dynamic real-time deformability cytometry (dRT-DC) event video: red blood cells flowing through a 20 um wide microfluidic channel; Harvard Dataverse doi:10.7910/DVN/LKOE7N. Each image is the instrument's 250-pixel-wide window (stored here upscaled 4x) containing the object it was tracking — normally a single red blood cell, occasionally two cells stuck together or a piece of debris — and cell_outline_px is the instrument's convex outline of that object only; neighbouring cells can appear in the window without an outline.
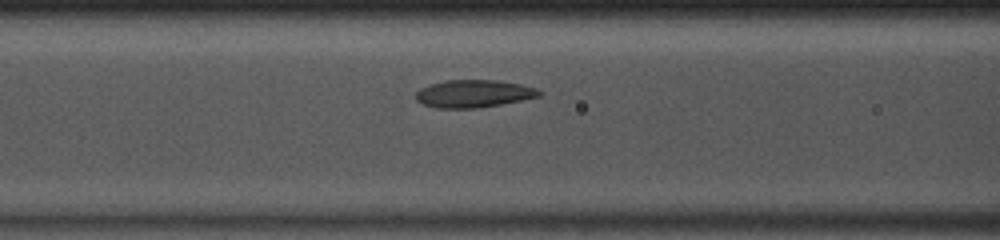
{"species": "common noctule bat (a hibernating species)", "species_latin": "Nyctalus noctula", "temperature_condition": "room temperature", "stored_images_in_passage": 31, "camera_frame_rate_fps": 3000, "um_per_image_px": 0.085, "animal": {"sex": "male", "body_mass_g": 13.0, "forearm_length_mm": 53.1}, "frame": {"image": 1, "passage_image": 5, "time_ms": 1.333, "image_size_px": [1000, 240], "cell_outline_px": [[544, 92], [540, 96], [500, 104], [476, 108], [436, 108], [424, 104], [416, 100], [416, 92], [420, 88], [432, 84], [448, 80], [496, 80], [520, 84], [536, 88]], "centroid_in_image_um": [40.27, 7.96], "position_along_channel_um": 126.3, "area_um2": 19.65}}
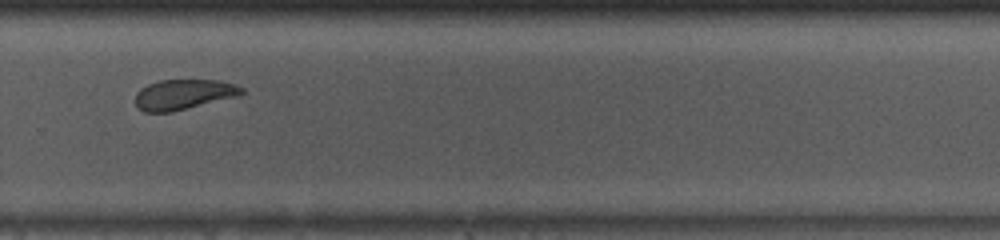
{"frame": {"image": 2, "passage_image": 19, "time_ms": 6.0, "image_size_px": [1000, 240], "cell_outline_px": [[244, 92], [236, 96], [172, 112], [144, 112], [136, 108], [136, 92], [140, 88], [148, 84], [160, 80], [216, 80], [236, 84], [244, 88]], "centroid_in_image_um": [15.56, 8.03], "position_along_channel_um": 314.2, "area_um2": 18.67}}
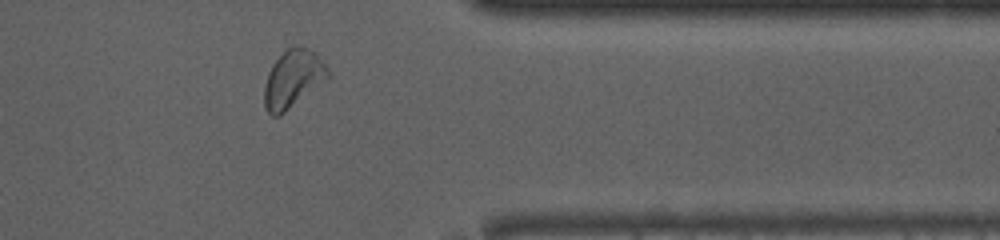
{"frame": {"image": 3, "passage_image": 25, "time_ms": 8.0, "image_size_px": [1000, 240], "cell_outline_px": [[328, 76], [324, 80], [280, 116], [272, 116], [264, 108], [264, 84], [268, 72], [272, 64], [292, 44], [300, 44], [316, 52], [324, 64], [328, 72]], "centroid_in_image_um": [24.85, 6.67], "position_along_channel_um": 386.6, "area_um2": 21.15}, "authors_computed_cell_mechanics": {"area_um2": 19.363, "velocity_mm_per_s": 4.0391, "shape_relaxation_time_tau1_ms": 5.9274, "shape_relaxation_time_tau2_ms": 3.5465, "deformation_change_tau1": 0.1214, "deformation_change_tau2": 0.0591}}